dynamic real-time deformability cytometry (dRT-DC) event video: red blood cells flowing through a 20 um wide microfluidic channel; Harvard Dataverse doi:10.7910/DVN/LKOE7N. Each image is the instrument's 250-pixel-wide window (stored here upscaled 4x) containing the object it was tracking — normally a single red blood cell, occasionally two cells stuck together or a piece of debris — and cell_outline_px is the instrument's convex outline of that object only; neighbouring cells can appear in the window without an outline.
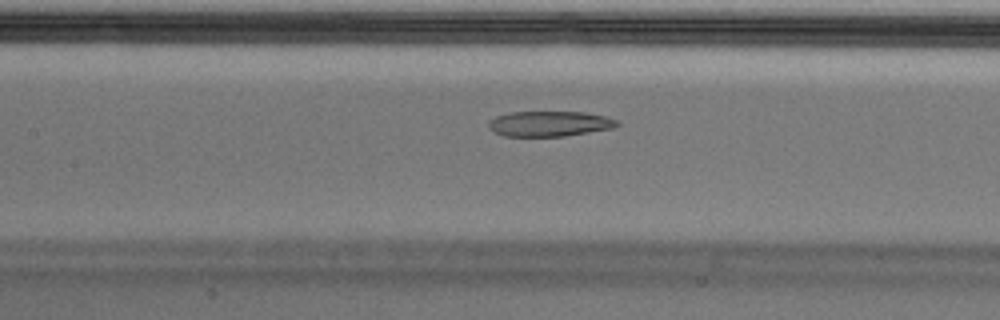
{"species": "Egyptian fruit bat (a non-hibernating species)", "species_latin": "Rousettus aegyptiacus", "temperature_condition": "cold", "stored_images_in_passage": 54, "camera_frame_rate_fps": 3000, "um_per_image_px": 0.085, "animal": {"sex": "male"}, "frame": {"image": 1, "passage_image": 24, "time_ms": 7.667, "image_size_px": [1000, 320], "cell_outline_px": [[620, 124], [612, 128], [564, 136], [504, 136], [488, 128], [488, 120], [496, 116], [508, 112], [584, 112], [604, 116], [616, 120]], "centroid_in_image_um": [46.66, 10.51], "position_along_channel_um": 160.7, "area_um2": 18.84}, "authors_computed_cell_mechanics": {"area_um2": 23.409, "velocity_mm_per_s": 3.663, "shape_relaxation_time_tau1_ms": null, "shape_relaxation_time_tau2_ms": 3.9876, "deformation_change_tau1": null, "deformation_change_tau2": 0.1103}}